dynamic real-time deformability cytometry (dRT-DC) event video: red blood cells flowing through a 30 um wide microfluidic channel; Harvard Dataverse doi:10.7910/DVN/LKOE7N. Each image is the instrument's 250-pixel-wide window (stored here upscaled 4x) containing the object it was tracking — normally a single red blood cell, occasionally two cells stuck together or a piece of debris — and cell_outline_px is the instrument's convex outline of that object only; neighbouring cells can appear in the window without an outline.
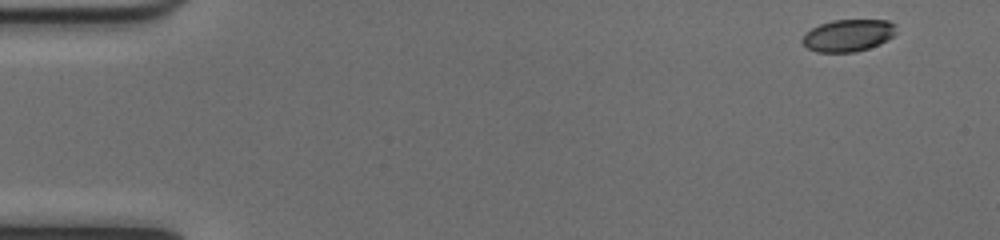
{"species": "common noctule bat (a hibernating species)", "species_latin": "Nyctalus noctula", "temperature_condition": "cold", "stored_images_in_passage": 8, "camera_frame_rate_fps": 3000, "um_per_image_px": 0.085, "animal": {"sex": "female", "body_mass_g": 17.0, "forearm_length_mm": 48.0}, "frame": {"image": 1, "passage_image": 1, "time_ms": 0.0, "image_size_px": [1000, 240], "cell_outline_px": [[896, 32], [888, 40], [880, 44], [856, 52], [816, 52], [808, 48], [800, 40], [812, 28], [820, 24], [832, 20], [888, 20], [896, 24]], "centroid_in_image_um": [72.12, 3.01], "position_along_channel_um": 12.9, "area_um2": 17.57}}